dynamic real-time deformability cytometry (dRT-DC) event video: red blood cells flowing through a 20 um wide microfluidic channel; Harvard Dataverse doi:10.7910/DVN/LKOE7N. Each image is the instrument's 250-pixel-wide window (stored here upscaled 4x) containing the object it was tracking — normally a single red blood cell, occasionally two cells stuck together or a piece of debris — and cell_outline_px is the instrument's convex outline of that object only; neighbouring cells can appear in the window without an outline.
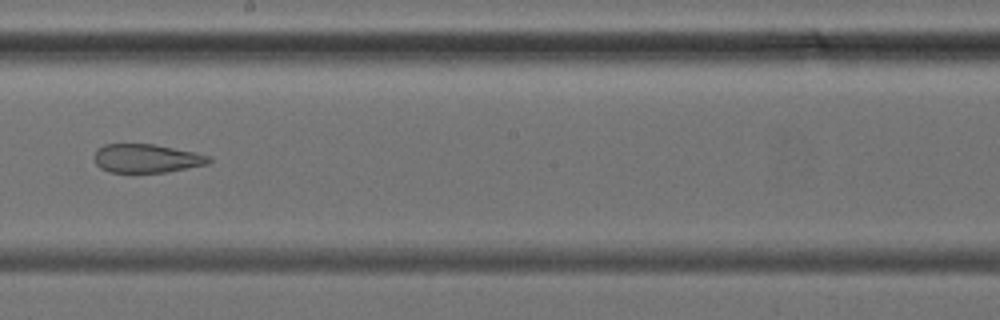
{"species": "common noctule bat (a hibernating species)", "species_latin": "Nyctalus noctula", "temperature_condition": "cold", "stored_images_in_passage": 33, "camera_frame_rate_fps": 3000, "um_per_image_px": 0.085, "animal": {"sex": "female", "body_mass_g": 24.6, "forearm_length_mm": 56.2}, "frame": {"image": 1, "passage_image": 15, "time_ms": 4.667, "image_size_px": [1000, 320], "cell_outline_px": [[212, 160], [208, 164], [168, 172], [108, 172], [100, 168], [96, 164], [96, 152], [104, 144], [152, 144], [196, 152], [212, 156]], "centroid_in_image_um": [12.52, 13.47], "position_along_channel_um": 235.7, "area_um2": 19.07}}